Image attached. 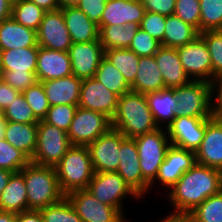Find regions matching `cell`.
<instances>
[{
	"mask_svg": "<svg viewBox=\"0 0 222 222\" xmlns=\"http://www.w3.org/2000/svg\"><path fill=\"white\" fill-rule=\"evenodd\" d=\"M73 75L68 52L50 50L39 46L36 77L39 82Z\"/></svg>",
	"mask_w": 222,
	"mask_h": 222,
	"instance_id": "21",
	"label": "cell"
},
{
	"mask_svg": "<svg viewBox=\"0 0 222 222\" xmlns=\"http://www.w3.org/2000/svg\"><path fill=\"white\" fill-rule=\"evenodd\" d=\"M94 172H116L119 166L121 132L110 128L88 146Z\"/></svg>",
	"mask_w": 222,
	"mask_h": 222,
	"instance_id": "12",
	"label": "cell"
},
{
	"mask_svg": "<svg viewBox=\"0 0 222 222\" xmlns=\"http://www.w3.org/2000/svg\"><path fill=\"white\" fill-rule=\"evenodd\" d=\"M210 87L212 118L222 122V75L215 77L210 82Z\"/></svg>",
	"mask_w": 222,
	"mask_h": 222,
	"instance_id": "48",
	"label": "cell"
},
{
	"mask_svg": "<svg viewBox=\"0 0 222 222\" xmlns=\"http://www.w3.org/2000/svg\"><path fill=\"white\" fill-rule=\"evenodd\" d=\"M72 43H85L99 39V26L91 22L78 7L61 8Z\"/></svg>",
	"mask_w": 222,
	"mask_h": 222,
	"instance_id": "24",
	"label": "cell"
},
{
	"mask_svg": "<svg viewBox=\"0 0 222 222\" xmlns=\"http://www.w3.org/2000/svg\"><path fill=\"white\" fill-rule=\"evenodd\" d=\"M145 98L158 128H162V122L167 123V128L177 117V98L174 89L165 88L149 92L145 94Z\"/></svg>",
	"mask_w": 222,
	"mask_h": 222,
	"instance_id": "26",
	"label": "cell"
},
{
	"mask_svg": "<svg viewBox=\"0 0 222 222\" xmlns=\"http://www.w3.org/2000/svg\"><path fill=\"white\" fill-rule=\"evenodd\" d=\"M87 190L101 203L117 208L123 215L122 201L126 196L140 199L124 179L114 171L94 172Z\"/></svg>",
	"mask_w": 222,
	"mask_h": 222,
	"instance_id": "9",
	"label": "cell"
},
{
	"mask_svg": "<svg viewBox=\"0 0 222 222\" xmlns=\"http://www.w3.org/2000/svg\"><path fill=\"white\" fill-rule=\"evenodd\" d=\"M188 215L195 222H222V190L205 199Z\"/></svg>",
	"mask_w": 222,
	"mask_h": 222,
	"instance_id": "36",
	"label": "cell"
},
{
	"mask_svg": "<svg viewBox=\"0 0 222 222\" xmlns=\"http://www.w3.org/2000/svg\"><path fill=\"white\" fill-rule=\"evenodd\" d=\"M2 80L21 93L38 81L36 73L13 71H3Z\"/></svg>",
	"mask_w": 222,
	"mask_h": 222,
	"instance_id": "47",
	"label": "cell"
},
{
	"mask_svg": "<svg viewBox=\"0 0 222 222\" xmlns=\"http://www.w3.org/2000/svg\"><path fill=\"white\" fill-rule=\"evenodd\" d=\"M11 85L0 80V106L4 109L20 94Z\"/></svg>",
	"mask_w": 222,
	"mask_h": 222,
	"instance_id": "51",
	"label": "cell"
},
{
	"mask_svg": "<svg viewBox=\"0 0 222 222\" xmlns=\"http://www.w3.org/2000/svg\"><path fill=\"white\" fill-rule=\"evenodd\" d=\"M0 120H5L4 119V109L0 106Z\"/></svg>",
	"mask_w": 222,
	"mask_h": 222,
	"instance_id": "60",
	"label": "cell"
},
{
	"mask_svg": "<svg viewBox=\"0 0 222 222\" xmlns=\"http://www.w3.org/2000/svg\"><path fill=\"white\" fill-rule=\"evenodd\" d=\"M81 82L75 75L42 82L49 106L78 105Z\"/></svg>",
	"mask_w": 222,
	"mask_h": 222,
	"instance_id": "23",
	"label": "cell"
},
{
	"mask_svg": "<svg viewBox=\"0 0 222 222\" xmlns=\"http://www.w3.org/2000/svg\"><path fill=\"white\" fill-rule=\"evenodd\" d=\"M4 119L10 122L39 123L22 93L4 108Z\"/></svg>",
	"mask_w": 222,
	"mask_h": 222,
	"instance_id": "41",
	"label": "cell"
},
{
	"mask_svg": "<svg viewBox=\"0 0 222 222\" xmlns=\"http://www.w3.org/2000/svg\"><path fill=\"white\" fill-rule=\"evenodd\" d=\"M82 222H126L115 207L101 203L87 189L75 190L66 195Z\"/></svg>",
	"mask_w": 222,
	"mask_h": 222,
	"instance_id": "10",
	"label": "cell"
},
{
	"mask_svg": "<svg viewBox=\"0 0 222 222\" xmlns=\"http://www.w3.org/2000/svg\"><path fill=\"white\" fill-rule=\"evenodd\" d=\"M27 190L28 210H39L62 201L66 195L62 192L54 167L30 162L21 171Z\"/></svg>",
	"mask_w": 222,
	"mask_h": 222,
	"instance_id": "3",
	"label": "cell"
},
{
	"mask_svg": "<svg viewBox=\"0 0 222 222\" xmlns=\"http://www.w3.org/2000/svg\"><path fill=\"white\" fill-rule=\"evenodd\" d=\"M31 162V159L21 150L13 147L4 138L0 140V169L20 172Z\"/></svg>",
	"mask_w": 222,
	"mask_h": 222,
	"instance_id": "37",
	"label": "cell"
},
{
	"mask_svg": "<svg viewBox=\"0 0 222 222\" xmlns=\"http://www.w3.org/2000/svg\"><path fill=\"white\" fill-rule=\"evenodd\" d=\"M36 33L37 44L40 47L68 52L72 45L61 8L53 11H46Z\"/></svg>",
	"mask_w": 222,
	"mask_h": 222,
	"instance_id": "14",
	"label": "cell"
},
{
	"mask_svg": "<svg viewBox=\"0 0 222 222\" xmlns=\"http://www.w3.org/2000/svg\"><path fill=\"white\" fill-rule=\"evenodd\" d=\"M130 86L131 91L141 94L165 89L164 80L154 56L140 57L137 75Z\"/></svg>",
	"mask_w": 222,
	"mask_h": 222,
	"instance_id": "28",
	"label": "cell"
},
{
	"mask_svg": "<svg viewBox=\"0 0 222 222\" xmlns=\"http://www.w3.org/2000/svg\"><path fill=\"white\" fill-rule=\"evenodd\" d=\"M138 149L139 165L143 180L150 186L155 181L160 165L165 160L166 152L171 145L167 130L157 128L154 131L134 138Z\"/></svg>",
	"mask_w": 222,
	"mask_h": 222,
	"instance_id": "5",
	"label": "cell"
},
{
	"mask_svg": "<svg viewBox=\"0 0 222 222\" xmlns=\"http://www.w3.org/2000/svg\"><path fill=\"white\" fill-rule=\"evenodd\" d=\"M120 159L117 173L140 198L150 191V186L143 180L139 165L138 149L134 138H126L121 133Z\"/></svg>",
	"mask_w": 222,
	"mask_h": 222,
	"instance_id": "15",
	"label": "cell"
},
{
	"mask_svg": "<svg viewBox=\"0 0 222 222\" xmlns=\"http://www.w3.org/2000/svg\"><path fill=\"white\" fill-rule=\"evenodd\" d=\"M82 0H59L61 8L63 7H77Z\"/></svg>",
	"mask_w": 222,
	"mask_h": 222,
	"instance_id": "58",
	"label": "cell"
},
{
	"mask_svg": "<svg viewBox=\"0 0 222 222\" xmlns=\"http://www.w3.org/2000/svg\"><path fill=\"white\" fill-rule=\"evenodd\" d=\"M177 116L212 117L211 87L206 81H190L174 88Z\"/></svg>",
	"mask_w": 222,
	"mask_h": 222,
	"instance_id": "8",
	"label": "cell"
},
{
	"mask_svg": "<svg viewBox=\"0 0 222 222\" xmlns=\"http://www.w3.org/2000/svg\"><path fill=\"white\" fill-rule=\"evenodd\" d=\"M62 192L87 189L94 175L87 146L72 145L55 167Z\"/></svg>",
	"mask_w": 222,
	"mask_h": 222,
	"instance_id": "4",
	"label": "cell"
},
{
	"mask_svg": "<svg viewBox=\"0 0 222 222\" xmlns=\"http://www.w3.org/2000/svg\"><path fill=\"white\" fill-rule=\"evenodd\" d=\"M68 53L73 75L82 80L95 76L100 61L104 57L100 39L85 43H72Z\"/></svg>",
	"mask_w": 222,
	"mask_h": 222,
	"instance_id": "17",
	"label": "cell"
},
{
	"mask_svg": "<svg viewBox=\"0 0 222 222\" xmlns=\"http://www.w3.org/2000/svg\"><path fill=\"white\" fill-rule=\"evenodd\" d=\"M179 59L190 80L212 81V62L204 40L198 36L194 41L177 48ZM194 77V78H193Z\"/></svg>",
	"mask_w": 222,
	"mask_h": 222,
	"instance_id": "11",
	"label": "cell"
},
{
	"mask_svg": "<svg viewBox=\"0 0 222 222\" xmlns=\"http://www.w3.org/2000/svg\"><path fill=\"white\" fill-rule=\"evenodd\" d=\"M222 30V0H200V33Z\"/></svg>",
	"mask_w": 222,
	"mask_h": 222,
	"instance_id": "38",
	"label": "cell"
},
{
	"mask_svg": "<svg viewBox=\"0 0 222 222\" xmlns=\"http://www.w3.org/2000/svg\"><path fill=\"white\" fill-rule=\"evenodd\" d=\"M154 58L161 71L165 88L174 89L191 81L184 71L177 48L160 46Z\"/></svg>",
	"mask_w": 222,
	"mask_h": 222,
	"instance_id": "22",
	"label": "cell"
},
{
	"mask_svg": "<svg viewBox=\"0 0 222 222\" xmlns=\"http://www.w3.org/2000/svg\"><path fill=\"white\" fill-rule=\"evenodd\" d=\"M208 118L211 117L177 116L165 128L171 145L196 152L204 138Z\"/></svg>",
	"mask_w": 222,
	"mask_h": 222,
	"instance_id": "13",
	"label": "cell"
},
{
	"mask_svg": "<svg viewBox=\"0 0 222 222\" xmlns=\"http://www.w3.org/2000/svg\"><path fill=\"white\" fill-rule=\"evenodd\" d=\"M0 222H16V213L0 210Z\"/></svg>",
	"mask_w": 222,
	"mask_h": 222,
	"instance_id": "57",
	"label": "cell"
},
{
	"mask_svg": "<svg viewBox=\"0 0 222 222\" xmlns=\"http://www.w3.org/2000/svg\"><path fill=\"white\" fill-rule=\"evenodd\" d=\"M2 76H3V69H2L1 58H0V80H2Z\"/></svg>",
	"mask_w": 222,
	"mask_h": 222,
	"instance_id": "61",
	"label": "cell"
},
{
	"mask_svg": "<svg viewBox=\"0 0 222 222\" xmlns=\"http://www.w3.org/2000/svg\"><path fill=\"white\" fill-rule=\"evenodd\" d=\"M145 10L141 0H107L101 16L99 30L103 26H121L133 22L140 24Z\"/></svg>",
	"mask_w": 222,
	"mask_h": 222,
	"instance_id": "20",
	"label": "cell"
},
{
	"mask_svg": "<svg viewBox=\"0 0 222 222\" xmlns=\"http://www.w3.org/2000/svg\"><path fill=\"white\" fill-rule=\"evenodd\" d=\"M166 16L153 12H145L139 28L151 35L158 42L163 41Z\"/></svg>",
	"mask_w": 222,
	"mask_h": 222,
	"instance_id": "46",
	"label": "cell"
},
{
	"mask_svg": "<svg viewBox=\"0 0 222 222\" xmlns=\"http://www.w3.org/2000/svg\"><path fill=\"white\" fill-rule=\"evenodd\" d=\"M174 15L200 32V0H176Z\"/></svg>",
	"mask_w": 222,
	"mask_h": 222,
	"instance_id": "45",
	"label": "cell"
},
{
	"mask_svg": "<svg viewBox=\"0 0 222 222\" xmlns=\"http://www.w3.org/2000/svg\"><path fill=\"white\" fill-rule=\"evenodd\" d=\"M205 42L212 62V80L222 75V30H207L199 35Z\"/></svg>",
	"mask_w": 222,
	"mask_h": 222,
	"instance_id": "40",
	"label": "cell"
},
{
	"mask_svg": "<svg viewBox=\"0 0 222 222\" xmlns=\"http://www.w3.org/2000/svg\"><path fill=\"white\" fill-rule=\"evenodd\" d=\"M39 46L0 51L3 71L36 73Z\"/></svg>",
	"mask_w": 222,
	"mask_h": 222,
	"instance_id": "30",
	"label": "cell"
},
{
	"mask_svg": "<svg viewBox=\"0 0 222 222\" xmlns=\"http://www.w3.org/2000/svg\"><path fill=\"white\" fill-rule=\"evenodd\" d=\"M5 120H0V140L4 138Z\"/></svg>",
	"mask_w": 222,
	"mask_h": 222,
	"instance_id": "59",
	"label": "cell"
},
{
	"mask_svg": "<svg viewBox=\"0 0 222 222\" xmlns=\"http://www.w3.org/2000/svg\"><path fill=\"white\" fill-rule=\"evenodd\" d=\"M46 11L29 0L12 2L11 18L25 27L38 30Z\"/></svg>",
	"mask_w": 222,
	"mask_h": 222,
	"instance_id": "35",
	"label": "cell"
},
{
	"mask_svg": "<svg viewBox=\"0 0 222 222\" xmlns=\"http://www.w3.org/2000/svg\"><path fill=\"white\" fill-rule=\"evenodd\" d=\"M160 46V42L147 34L143 29L138 28L128 49L139 57H151L157 53Z\"/></svg>",
	"mask_w": 222,
	"mask_h": 222,
	"instance_id": "44",
	"label": "cell"
},
{
	"mask_svg": "<svg viewBox=\"0 0 222 222\" xmlns=\"http://www.w3.org/2000/svg\"><path fill=\"white\" fill-rule=\"evenodd\" d=\"M197 164L222 171V122L208 118L204 138L195 152Z\"/></svg>",
	"mask_w": 222,
	"mask_h": 222,
	"instance_id": "19",
	"label": "cell"
},
{
	"mask_svg": "<svg viewBox=\"0 0 222 222\" xmlns=\"http://www.w3.org/2000/svg\"><path fill=\"white\" fill-rule=\"evenodd\" d=\"M44 222H82L74 207L65 197L62 201L39 209Z\"/></svg>",
	"mask_w": 222,
	"mask_h": 222,
	"instance_id": "39",
	"label": "cell"
},
{
	"mask_svg": "<svg viewBox=\"0 0 222 222\" xmlns=\"http://www.w3.org/2000/svg\"><path fill=\"white\" fill-rule=\"evenodd\" d=\"M165 33L161 46L178 48L194 41L200 32L175 15L166 16Z\"/></svg>",
	"mask_w": 222,
	"mask_h": 222,
	"instance_id": "31",
	"label": "cell"
},
{
	"mask_svg": "<svg viewBox=\"0 0 222 222\" xmlns=\"http://www.w3.org/2000/svg\"><path fill=\"white\" fill-rule=\"evenodd\" d=\"M111 127L105 114L78 106L67 135L71 145L88 146Z\"/></svg>",
	"mask_w": 222,
	"mask_h": 222,
	"instance_id": "7",
	"label": "cell"
},
{
	"mask_svg": "<svg viewBox=\"0 0 222 222\" xmlns=\"http://www.w3.org/2000/svg\"><path fill=\"white\" fill-rule=\"evenodd\" d=\"M12 2L10 0H0V22L11 17Z\"/></svg>",
	"mask_w": 222,
	"mask_h": 222,
	"instance_id": "54",
	"label": "cell"
},
{
	"mask_svg": "<svg viewBox=\"0 0 222 222\" xmlns=\"http://www.w3.org/2000/svg\"><path fill=\"white\" fill-rule=\"evenodd\" d=\"M107 0H82L77 6L84 12L91 22L100 26L101 16L105 10Z\"/></svg>",
	"mask_w": 222,
	"mask_h": 222,
	"instance_id": "49",
	"label": "cell"
},
{
	"mask_svg": "<svg viewBox=\"0 0 222 222\" xmlns=\"http://www.w3.org/2000/svg\"><path fill=\"white\" fill-rule=\"evenodd\" d=\"M118 96L95 77L83 79L78 106L105 114L110 119L116 113Z\"/></svg>",
	"mask_w": 222,
	"mask_h": 222,
	"instance_id": "16",
	"label": "cell"
},
{
	"mask_svg": "<svg viewBox=\"0 0 222 222\" xmlns=\"http://www.w3.org/2000/svg\"><path fill=\"white\" fill-rule=\"evenodd\" d=\"M71 146L67 132L40 120L37 145L31 162L55 168Z\"/></svg>",
	"mask_w": 222,
	"mask_h": 222,
	"instance_id": "6",
	"label": "cell"
},
{
	"mask_svg": "<svg viewBox=\"0 0 222 222\" xmlns=\"http://www.w3.org/2000/svg\"><path fill=\"white\" fill-rule=\"evenodd\" d=\"M138 28L139 25L133 22L127 23L125 26H103L99 31V39L104 51L129 48Z\"/></svg>",
	"mask_w": 222,
	"mask_h": 222,
	"instance_id": "32",
	"label": "cell"
},
{
	"mask_svg": "<svg viewBox=\"0 0 222 222\" xmlns=\"http://www.w3.org/2000/svg\"><path fill=\"white\" fill-rule=\"evenodd\" d=\"M196 163L195 152L170 145L153 183L158 180L162 186L170 189Z\"/></svg>",
	"mask_w": 222,
	"mask_h": 222,
	"instance_id": "18",
	"label": "cell"
},
{
	"mask_svg": "<svg viewBox=\"0 0 222 222\" xmlns=\"http://www.w3.org/2000/svg\"><path fill=\"white\" fill-rule=\"evenodd\" d=\"M0 210L21 213L28 210L27 190L24 175L13 173L0 196Z\"/></svg>",
	"mask_w": 222,
	"mask_h": 222,
	"instance_id": "29",
	"label": "cell"
},
{
	"mask_svg": "<svg viewBox=\"0 0 222 222\" xmlns=\"http://www.w3.org/2000/svg\"><path fill=\"white\" fill-rule=\"evenodd\" d=\"M13 173L10 170L0 169V196Z\"/></svg>",
	"mask_w": 222,
	"mask_h": 222,
	"instance_id": "56",
	"label": "cell"
},
{
	"mask_svg": "<svg viewBox=\"0 0 222 222\" xmlns=\"http://www.w3.org/2000/svg\"><path fill=\"white\" fill-rule=\"evenodd\" d=\"M78 105L59 104L50 106L46 117V123L56 126L67 132L75 116Z\"/></svg>",
	"mask_w": 222,
	"mask_h": 222,
	"instance_id": "43",
	"label": "cell"
},
{
	"mask_svg": "<svg viewBox=\"0 0 222 222\" xmlns=\"http://www.w3.org/2000/svg\"><path fill=\"white\" fill-rule=\"evenodd\" d=\"M94 77L118 97L131 91V86L126 82L121 72L105 57L101 59Z\"/></svg>",
	"mask_w": 222,
	"mask_h": 222,
	"instance_id": "34",
	"label": "cell"
},
{
	"mask_svg": "<svg viewBox=\"0 0 222 222\" xmlns=\"http://www.w3.org/2000/svg\"><path fill=\"white\" fill-rule=\"evenodd\" d=\"M104 57L121 72L129 85L134 82L138 72L139 56L128 48H116L105 50Z\"/></svg>",
	"mask_w": 222,
	"mask_h": 222,
	"instance_id": "33",
	"label": "cell"
},
{
	"mask_svg": "<svg viewBox=\"0 0 222 222\" xmlns=\"http://www.w3.org/2000/svg\"><path fill=\"white\" fill-rule=\"evenodd\" d=\"M45 11H53L61 8L59 0H29Z\"/></svg>",
	"mask_w": 222,
	"mask_h": 222,
	"instance_id": "53",
	"label": "cell"
},
{
	"mask_svg": "<svg viewBox=\"0 0 222 222\" xmlns=\"http://www.w3.org/2000/svg\"><path fill=\"white\" fill-rule=\"evenodd\" d=\"M16 222H44L40 210L29 209L16 214Z\"/></svg>",
	"mask_w": 222,
	"mask_h": 222,
	"instance_id": "52",
	"label": "cell"
},
{
	"mask_svg": "<svg viewBox=\"0 0 222 222\" xmlns=\"http://www.w3.org/2000/svg\"><path fill=\"white\" fill-rule=\"evenodd\" d=\"M25 100L32 109L35 117L40 121L43 120L48 112L49 103L45 94L43 83L37 81L32 86L22 92Z\"/></svg>",
	"mask_w": 222,
	"mask_h": 222,
	"instance_id": "42",
	"label": "cell"
},
{
	"mask_svg": "<svg viewBox=\"0 0 222 222\" xmlns=\"http://www.w3.org/2000/svg\"><path fill=\"white\" fill-rule=\"evenodd\" d=\"M111 125L126 138H135L158 128L145 94L133 91L118 98L117 110L111 119Z\"/></svg>",
	"mask_w": 222,
	"mask_h": 222,
	"instance_id": "2",
	"label": "cell"
},
{
	"mask_svg": "<svg viewBox=\"0 0 222 222\" xmlns=\"http://www.w3.org/2000/svg\"><path fill=\"white\" fill-rule=\"evenodd\" d=\"M37 131L38 123L5 121L4 139L32 159L37 145Z\"/></svg>",
	"mask_w": 222,
	"mask_h": 222,
	"instance_id": "27",
	"label": "cell"
},
{
	"mask_svg": "<svg viewBox=\"0 0 222 222\" xmlns=\"http://www.w3.org/2000/svg\"><path fill=\"white\" fill-rule=\"evenodd\" d=\"M38 46L35 30L9 18L0 22V51Z\"/></svg>",
	"mask_w": 222,
	"mask_h": 222,
	"instance_id": "25",
	"label": "cell"
},
{
	"mask_svg": "<svg viewBox=\"0 0 222 222\" xmlns=\"http://www.w3.org/2000/svg\"><path fill=\"white\" fill-rule=\"evenodd\" d=\"M167 192L174 214H188L205 199L222 190V172L195 164Z\"/></svg>",
	"mask_w": 222,
	"mask_h": 222,
	"instance_id": "1",
	"label": "cell"
},
{
	"mask_svg": "<svg viewBox=\"0 0 222 222\" xmlns=\"http://www.w3.org/2000/svg\"><path fill=\"white\" fill-rule=\"evenodd\" d=\"M145 12L164 16L174 15L176 0H141Z\"/></svg>",
	"mask_w": 222,
	"mask_h": 222,
	"instance_id": "50",
	"label": "cell"
},
{
	"mask_svg": "<svg viewBox=\"0 0 222 222\" xmlns=\"http://www.w3.org/2000/svg\"><path fill=\"white\" fill-rule=\"evenodd\" d=\"M158 222H195L188 214H174L171 213L161 221Z\"/></svg>",
	"mask_w": 222,
	"mask_h": 222,
	"instance_id": "55",
	"label": "cell"
}]
</instances>
